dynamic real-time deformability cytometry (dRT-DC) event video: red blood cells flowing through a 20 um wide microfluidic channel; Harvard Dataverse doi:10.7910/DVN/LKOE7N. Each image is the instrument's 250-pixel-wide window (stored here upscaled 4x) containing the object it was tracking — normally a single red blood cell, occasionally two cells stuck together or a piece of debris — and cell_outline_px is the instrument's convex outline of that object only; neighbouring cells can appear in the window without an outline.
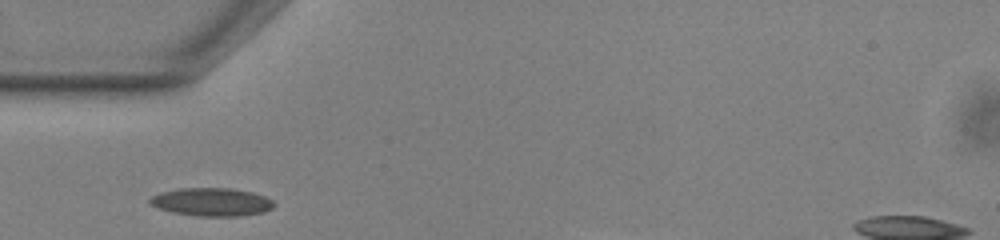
{"species": "common noctule bat (a hibernating species)", "species_latin": "Nyctalus noctula", "temperature_condition": "warm", "stored_images_in_passage": 30, "camera_frame_rate_fps": 3000, "um_per_image_px": 0.085, "animal": {"sex": "male", "body_mass_g": 13.0, "forearm_length_mm": 53.1}, "frame": {"image": 1, "passage_image": 3, "time_ms": 0.667, "image_size_px": [1000, 240], "cell_outline_px": [[276, 204], [272, 208], [264, 212], [240, 216], [196, 216], [172, 212], [156, 208], [148, 204], [148, 200], [152, 196], [160, 192], [180, 188], [232, 188], [252, 192], [264, 196], [272, 200]], "centroid_in_image_um": [17.96, 17.17], "position_along_channel_um": 67.0, "area_um2": 20.58}}
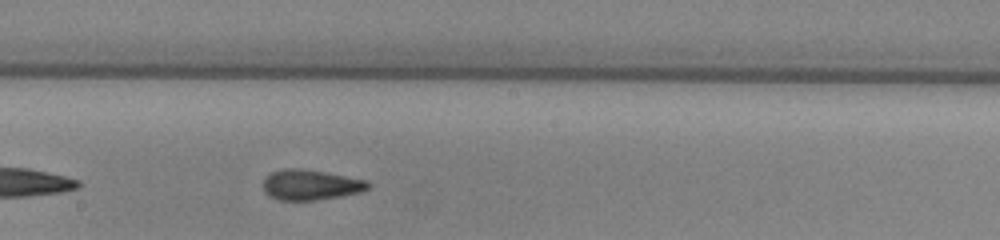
{"frame": {"image": 2, "passage_image": 15, "time_ms": 4.667, "image_size_px": [1000, 240], "cell_outline_px": [[372, 184], [368, 188], [360, 192], [340, 196], [316, 200], [280, 200], [268, 196], [264, 192], [264, 176], [268, 172], [284, 168], [300, 168], [324, 172], [368, 180]], "centroid_in_image_um": [26.37, 15.7], "position_along_channel_um": 221.8, "area_um2": 18.73}}
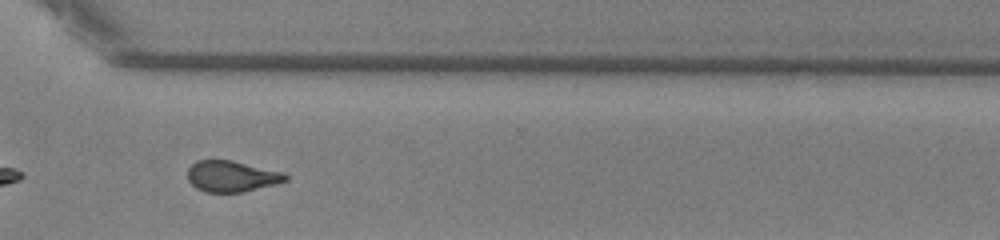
{"frame": {"image": 3, "passage_image": 25, "time_ms": 8.0, "image_size_px": [1000, 240], "cell_outline_px": [[288, 180], [276, 184], [240, 192], [204, 192], [196, 188], [188, 180], [188, 168], [196, 160], [232, 160], [284, 172], [288, 176]], "centroid_in_image_um": [19.69, 14.98], "position_along_channel_um": 350.9, "area_um2": 17.74}}